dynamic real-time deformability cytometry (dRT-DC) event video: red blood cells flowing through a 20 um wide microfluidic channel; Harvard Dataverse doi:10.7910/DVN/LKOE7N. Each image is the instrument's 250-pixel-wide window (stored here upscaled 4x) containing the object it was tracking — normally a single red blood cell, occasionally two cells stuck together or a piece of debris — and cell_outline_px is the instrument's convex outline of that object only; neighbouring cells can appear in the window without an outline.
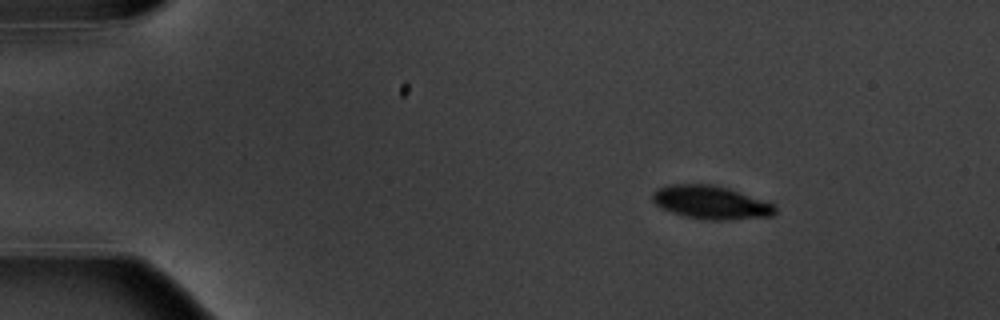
{"species": "common noctule bat (a hibernating species)", "species_latin": "Nyctalus noctula", "temperature_condition": "warm", "stored_images_in_passage": 9, "camera_frame_rate_fps": 3000, "um_per_image_px": 0.085, "animal": {"sex": "male", "body_mass_g": 20.1, "forearm_length_mm": 53.5}, "frame": {"image": 1, "passage_image": 1, "time_ms": 0.0, "image_size_px": [1000, 320], "cell_outline_px": [[776, 212], [772, 216], [728, 220], [704, 220], [684, 216], [672, 212], [656, 204], [652, 200], [652, 192], [656, 188], [668, 184], [712, 184], [728, 188], [776, 204]], "centroid_in_image_um": [60.43, 17.2], "position_along_channel_um": 24.6, "area_um2": 23.99}}
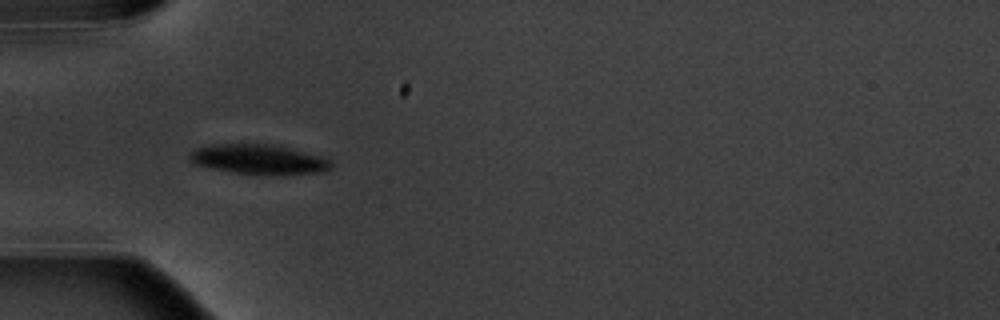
{"frame": {"image": 2, "passage_image": 4, "time_ms": 3.333, "image_size_px": [1000, 320], "cell_outline_px": [[332, 168], [324, 172], [284, 176], [252, 176], [212, 168], [196, 164], [188, 156], [188, 152], [196, 148], [212, 144], [272, 144], [320, 156], [332, 160]], "centroid_in_image_um": [22.04, 13.58], "position_along_channel_um": 63.0, "area_um2": 25.26}}
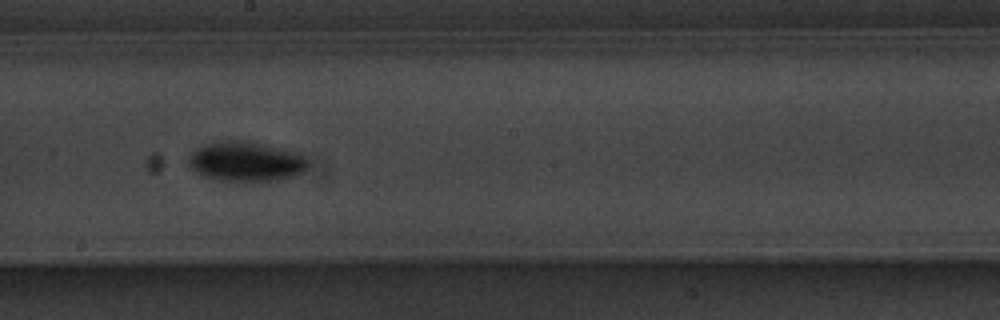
{"frame": {"image": 3, "passage_image": 8, "time_ms": 8.0, "image_size_px": [1000, 320], "cell_outline_px": [[308, 168], [296, 176], [280, 180], [220, 180], [204, 176], [196, 172], [188, 164], [188, 156], [196, 148], [212, 140], [248, 140], [268, 144], [300, 152], [308, 156]], "centroid_in_image_um": [20.95, 13.68], "position_along_channel_um": 227.2, "area_um2": 28.38}}